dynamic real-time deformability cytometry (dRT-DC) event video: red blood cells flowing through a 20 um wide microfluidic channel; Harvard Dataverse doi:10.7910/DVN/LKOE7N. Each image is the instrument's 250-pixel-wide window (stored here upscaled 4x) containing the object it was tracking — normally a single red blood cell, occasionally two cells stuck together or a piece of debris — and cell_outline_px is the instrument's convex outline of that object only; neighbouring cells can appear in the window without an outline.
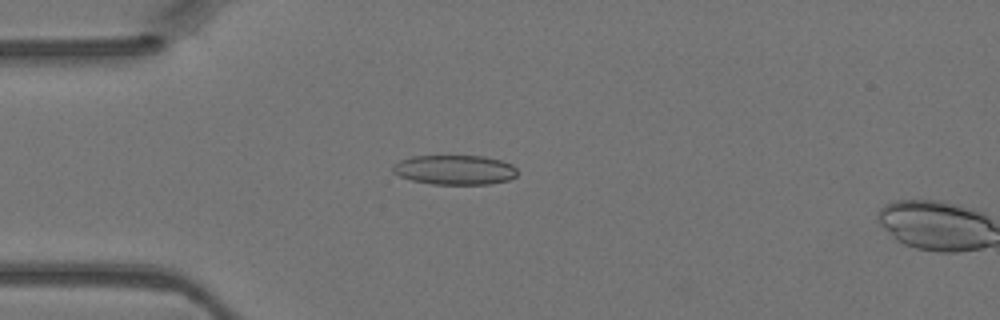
{"species": "Egyptian fruit bat (a non-hibernating species)", "species_latin": "Rousettus aegyptiacus", "temperature_condition": "warm", "stored_images_in_passage": 5, "camera_frame_rate_fps": 3000, "um_per_image_px": 0.085, "animal": {"sex": "female"}, "frame": {"image": 1, "passage_image": 4, "time_ms": 1.0, "image_size_px": [1000, 320], "cell_outline_px": [[516, 176], [508, 180], [488, 184], [432, 184], [412, 180], [400, 176], [392, 172], [392, 164], [400, 160], [412, 156], [484, 156], [500, 160], [512, 164], [516, 168]], "centroid_in_image_um": [38.63, 14.43], "position_along_channel_um": 46.4, "area_um2": 21.5}}